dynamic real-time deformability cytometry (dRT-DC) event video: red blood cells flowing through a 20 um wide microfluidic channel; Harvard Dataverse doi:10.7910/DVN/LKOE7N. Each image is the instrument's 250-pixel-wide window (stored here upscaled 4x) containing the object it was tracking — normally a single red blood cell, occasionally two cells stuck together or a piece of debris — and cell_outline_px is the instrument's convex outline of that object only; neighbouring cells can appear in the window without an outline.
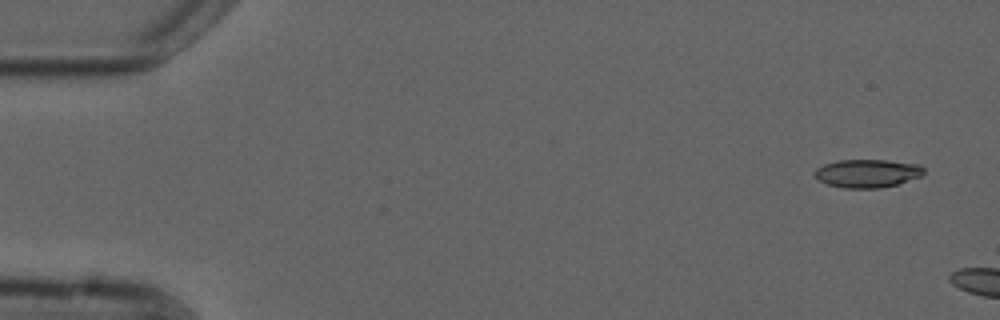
{"species": "common noctule bat (a hibernating species)", "species_latin": "Nyctalus noctula", "temperature_condition": "cold", "stored_images_in_passage": 3, "camera_frame_rate_fps": 3000, "um_per_image_px": 0.085, "animal": {"sex": "male", "forearm_length_mm": 52.5}, "frame": {"image": 1, "passage_image": 1, "time_ms": 0.0, "image_size_px": [1000, 320], "cell_outline_px": [[924, 176], [896, 184], [880, 188], [844, 188], [828, 184], [820, 180], [812, 172], [816, 168], [824, 164], [836, 160], [884, 160], [920, 164], [924, 168]], "centroid_in_image_um": [73.74, 14.73], "position_along_channel_um": 11.3, "area_um2": 18.03}}